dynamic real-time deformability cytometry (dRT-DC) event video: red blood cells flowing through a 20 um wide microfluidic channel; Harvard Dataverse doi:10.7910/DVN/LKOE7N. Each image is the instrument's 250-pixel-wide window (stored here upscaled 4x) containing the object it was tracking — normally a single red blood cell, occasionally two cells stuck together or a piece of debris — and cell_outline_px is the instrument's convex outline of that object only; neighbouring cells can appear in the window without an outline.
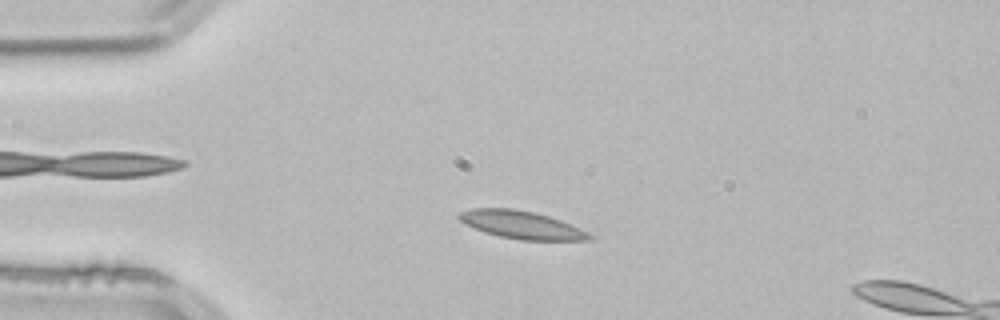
{"species": "common noctule bat (a hibernating species)", "species_latin": "Nyctalus noctula", "temperature_condition": "room temperature", "stored_images_in_passage": 3, "camera_frame_rate_fps": 3000, "um_per_image_px": 0.085, "animal": {"sex": "male", "body_mass_g": 21.5, "forearm_length_mm": 52.0}, "frame": {"image": 1, "passage_image": 2, "time_ms": 0.333, "image_size_px": [1000, 320], "cell_outline_px": [[596, 236], [592, 240], [520, 240], [500, 236], [484, 232], [464, 224], [456, 216], [460, 212], [472, 208], [512, 208], [532, 212], [548, 216], [560, 220], [588, 232]], "centroid_in_image_um": [44.32, 19.11], "position_along_channel_um": 40.7, "area_um2": 21.1}}